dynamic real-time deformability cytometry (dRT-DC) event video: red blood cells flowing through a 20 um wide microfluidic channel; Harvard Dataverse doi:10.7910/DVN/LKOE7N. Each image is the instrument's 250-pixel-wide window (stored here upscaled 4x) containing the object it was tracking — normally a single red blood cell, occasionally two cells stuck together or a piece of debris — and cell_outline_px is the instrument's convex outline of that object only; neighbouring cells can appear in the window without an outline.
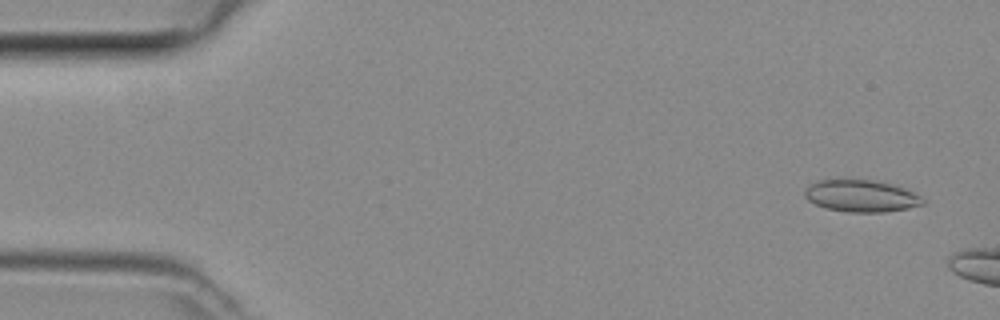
{"species": "common noctule bat (a hibernating species)", "species_latin": "Nyctalus noctula", "temperature_condition": "room temperature", "stored_images_in_passage": 7, "camera_frame_rate_fps": 3000, "um_per_image_px": 0.085, "animal": {"sex": "female", "body_mass_g": 29.2, "forearm_length_mm": 56.3}, "frame": {"image": 1, "passage_image": 3, "time_ms": 0.667, "image_size_px": [1000, 320], "cell_outline_px": [[924, 204], [908, 208], [884, 212], [848, 212], [824, 208], [808, 200], [804, 196], [804, 188], [816, 180], [872, 180], [892, 184], [904, 188], [920, 196], [924, 200]], "centroid_in_image_um": [73.16, 16.66], "position_along_channel_um": 11.8, "area_um2": 21.96}}